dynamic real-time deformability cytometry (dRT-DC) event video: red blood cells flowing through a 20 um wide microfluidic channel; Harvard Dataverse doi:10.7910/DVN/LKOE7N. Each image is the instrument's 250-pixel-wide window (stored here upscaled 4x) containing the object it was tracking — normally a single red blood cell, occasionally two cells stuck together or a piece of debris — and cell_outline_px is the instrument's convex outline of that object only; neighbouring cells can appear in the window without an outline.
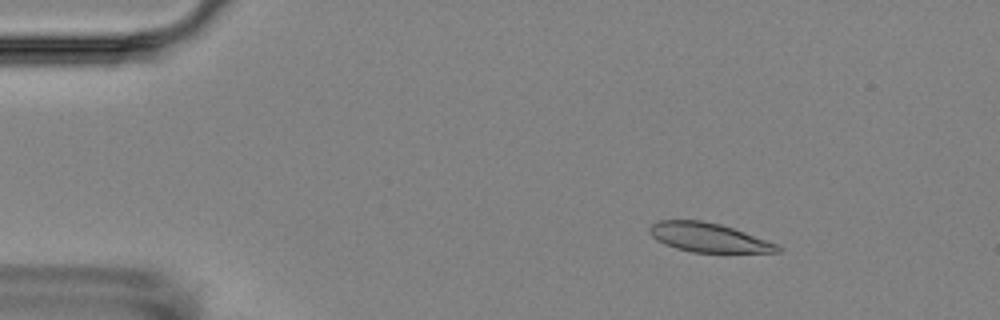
{"species": "Egyptian fruit bat (a non-hibernating species)", "species_latin": "Rousettus aegyptiacus", "temperature_condition": "room temperature", "stored_images_in_passage": 5, "camera_frame_rate_fps": 3000, "um_per_image_px": 0.085, "animal": {"sex": "female"}, "frame": {"image": 1, "passage_image": 2, "time_ms": 1.333, "image_size_px": [1000, 320], "cell_outline_px": [[780, 252], [692, 252], [676, 248], [664, 244], [656, 240], [648, 232], [648, 228], [652, 224], [660, 220], [700, 220], [720, 224], [744, 232], [776, 244], [780, 248]], "centroid_in_image_um": [60.15, 20.18], "position_along_channel_um": 24.9, "area_um2": 21.39}}